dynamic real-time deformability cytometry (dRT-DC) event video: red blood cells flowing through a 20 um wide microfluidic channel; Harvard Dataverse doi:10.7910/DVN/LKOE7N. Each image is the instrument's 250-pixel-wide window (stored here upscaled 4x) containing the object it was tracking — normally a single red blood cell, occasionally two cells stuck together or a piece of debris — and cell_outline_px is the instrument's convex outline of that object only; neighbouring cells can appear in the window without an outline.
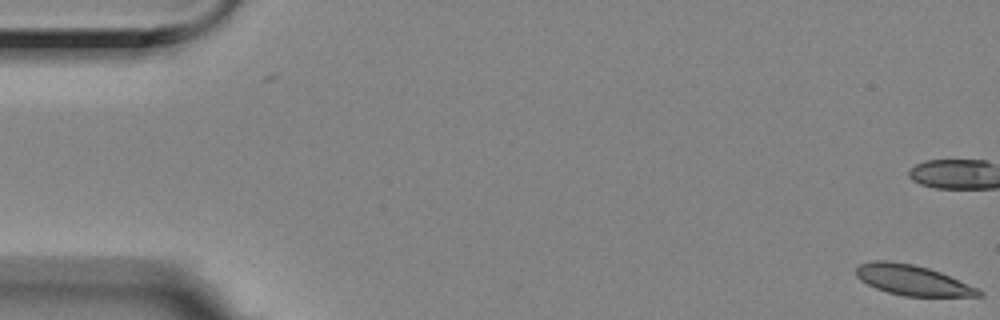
{"species": "Egyptian fruit bat (a non-hibernating species)", "species_latin": "Rousettus aegyptiacus", "temperature_condition": "room temperature", "stored_images_in_passage": 3, "camera_frame_rate_fps": 3000, "um_per_image_px": 0.085, "animal": {"sex": "female"}, "frame": {"image": 1, "passage_image": 3, "time_ms": 0.667, "image_size_px": [1000, 320], "cell_outline_px": [[984, 296], [904, 296], [888, 292], [876, 288], [860, 280], [856, 276], [856, 268], [860, 264], [876, 260], [884, 260], [912, 264], [928, 268], [940, 272], [980, 288], [984, 292]], "centroid_in_image_um": [77.61, 23.82], "position_along_channel_um": 7.4, "area_um2": 21.62}}